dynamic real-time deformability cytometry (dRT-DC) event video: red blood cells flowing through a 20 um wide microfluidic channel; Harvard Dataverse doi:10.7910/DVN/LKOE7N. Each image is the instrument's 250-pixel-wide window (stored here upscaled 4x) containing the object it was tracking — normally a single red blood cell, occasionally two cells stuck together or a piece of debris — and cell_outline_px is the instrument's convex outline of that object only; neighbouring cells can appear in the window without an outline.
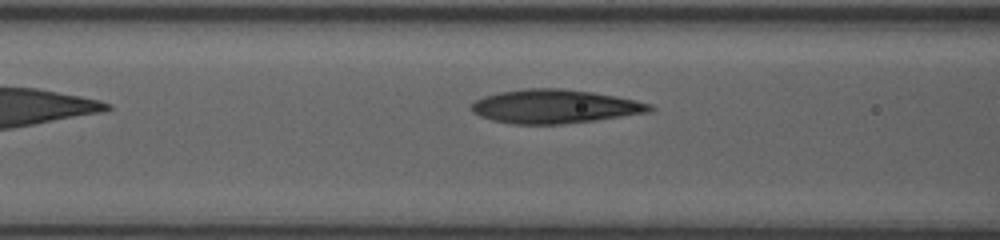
{"species": "human", "species_latin": "Homo sapiens", "temperature_condition": "room temperature", "stored_images_in_passage": 7, "camera_frame_rate_fps": 3000, "um_per_image_px": 0.085, "donor": {"sex": "female"}, "frame": {"image": 1, "passage_image": 5, "time_ms": 1.333, "image_size_px": [1000, 240], "cell_outline_px": [[656, 108], [648, 112], [596, 120], [560, 124], [512, 124], [492, 120], [480, 116], [472, 112], [468, 108], [476, 100], [484, 96], [500, 92], [524, 88], [564, 88], [592, 92], [616, 96], [636, 100], [652, 104]], "centroid_in_image_um": [47.14, 9.04], "position_along_channel_um": 119.5, "area_um2": 35.2}}